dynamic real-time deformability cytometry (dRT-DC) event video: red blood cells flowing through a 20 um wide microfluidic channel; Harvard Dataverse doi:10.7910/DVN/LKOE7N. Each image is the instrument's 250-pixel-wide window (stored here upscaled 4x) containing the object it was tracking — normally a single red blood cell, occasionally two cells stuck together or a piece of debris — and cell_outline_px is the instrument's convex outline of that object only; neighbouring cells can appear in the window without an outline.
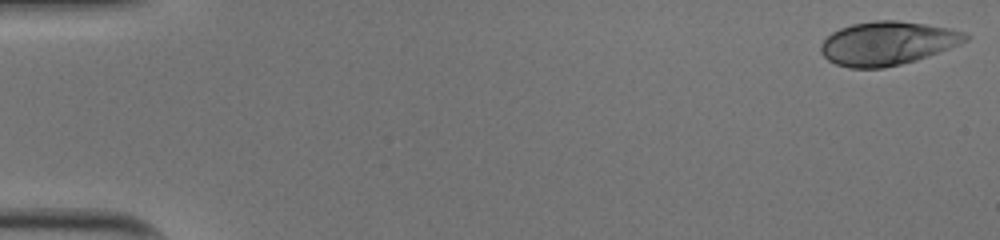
{"species": "human", "species_latin": "Homo sapiens", "temperature_condition": "cold", "stored_images_in_passage": 43, "camera_frame_rate_fps": 3000, "um_per_image_px": 0.085, "donor": {"sex": "male"}, "frame": {"image": 1, "passage_image": 1, "time_ms": 0.0, "image_size_px": [1000, 240], "cell_outline_px": [[968, 40], [948, 48], [916, 60], [884, 68], [848, 68], [836, 64], [828, 60], [820, 52], [820, 44], [832, 32], [840, 28], [852, 24], [876, 20], [896, 20], [924, 24], [948, 28], [964, 32], [968, 36]], "centroid_in_image_um": [75.38, 3.68], "position_along_channel_um": 9.6, "area_um2": 36.47}}
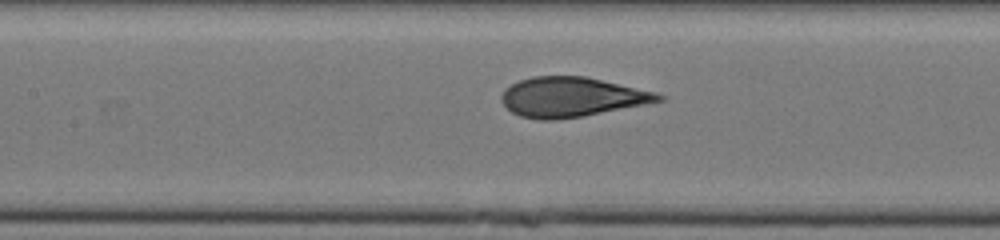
{"frame": {"image": 2, "passage_image": 24, "time_ms": 7.667, "image_size_px": [1000, 240], "cell_outline_px": [[664, 100], [584, 116], [552, 120], [540, 120], [520, 116], [512, 112], [500, 100], [500, 96], [504, 88], [520, 80], [532, 76], [584, 76], [656, 92], [664, 96]], "centroid_in_image_um": [48.55, 8.25], "position_along_channel_um": 158.9, "area_um2": 36.13}}
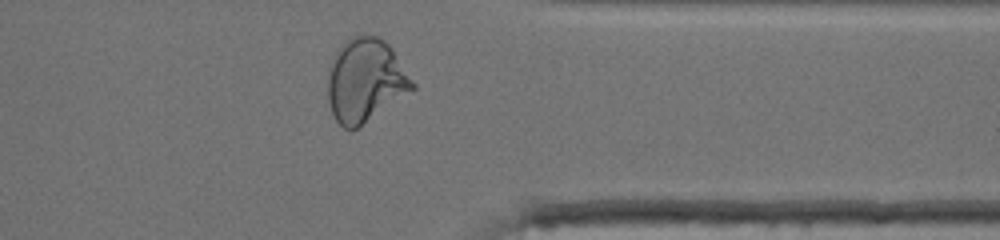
{"frame": {"image": 3, "passage_image": 41, "time_ms": 13.333, "image_size_px": [1000, 240], "cell_outline_px": [[416, 88], [356, 128], [344, 128], [336, 120], [328, 104], [328, 72], [332, 56], [344, 40], [356, 32], [364, 32], [380, 36], [392, 48], [416, 84]], "centroid_in_image_um": [31.04, 6.74], "position_along_channel_um": 380.4, "area_um2": 41.56}, "authors_computed_cell_mechanics": {"area_um2": 36.2406, "velocity_mm_per_s": 4.0127, "shape_relaxation_time_tau1_ms": 4.9878, "shape_relaxation_time_tau2_ms": null, "deformation_change_tau1": 0.2146, "deformation_change_tau2": null}}